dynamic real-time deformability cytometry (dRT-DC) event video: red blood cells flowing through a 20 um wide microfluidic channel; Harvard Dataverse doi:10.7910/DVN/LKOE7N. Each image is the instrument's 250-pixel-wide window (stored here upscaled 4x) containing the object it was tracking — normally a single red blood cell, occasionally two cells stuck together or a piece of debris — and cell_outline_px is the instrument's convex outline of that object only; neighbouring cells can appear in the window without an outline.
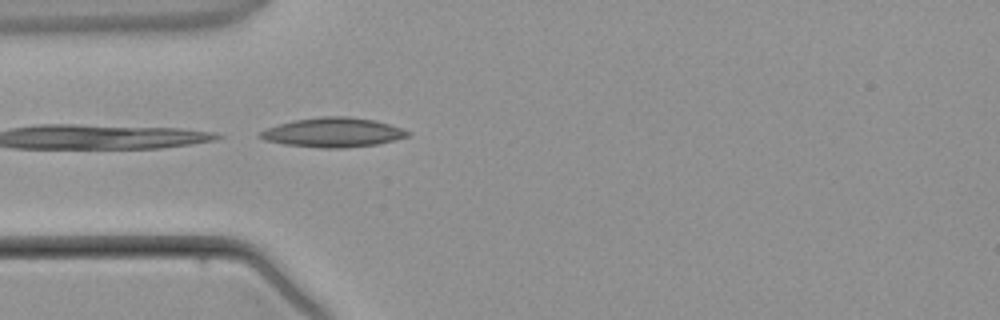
{"species": "common noctule bat (a hibernating species)", "species_latin": "Nyctalus noctula", "temperature_condition": "warm", "stored_images_in_passage": 5, "camera_frame_rate_fps": 3000, "um_per_image_px": 0.085, "animal": {"sex": "male", "body_mass_g": 21.5, "forearm_length_mm": 52.0}, "frame": {"image": 1, "passage_image": 5, "time_ms": 6.333, "image_size_px": [1000, 320], "cell_outline_px": [[412, 132], [408, 136], [376, 144], [344, 148], [320, 148], [284, 144], [264, 140], [256, 136], [260, 132], [268, 128], [280, 124], [296, 120], [320, 116], [348, 116], [376, 120]], "centroid_in_image_um": [28.29, 11.25], "position_along_channel_um": 56.7, "area_um2": 25.14}}